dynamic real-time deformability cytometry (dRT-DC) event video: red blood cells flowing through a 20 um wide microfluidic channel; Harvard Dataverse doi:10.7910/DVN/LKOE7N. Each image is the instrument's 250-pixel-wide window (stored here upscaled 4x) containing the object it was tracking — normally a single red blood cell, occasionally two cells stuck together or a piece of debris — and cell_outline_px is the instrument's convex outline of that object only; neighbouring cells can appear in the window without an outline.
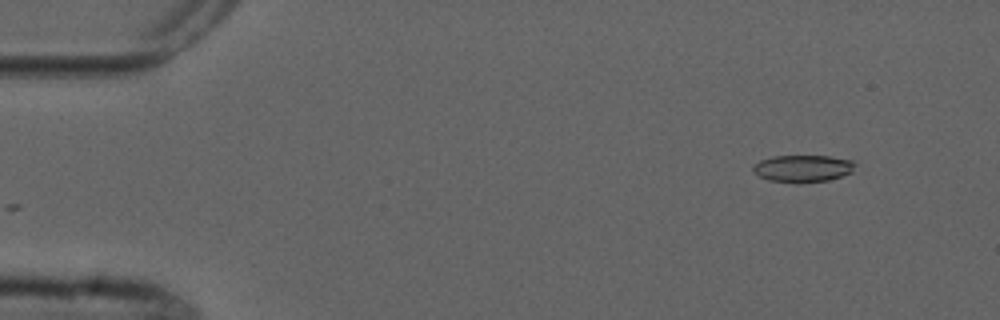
{"species": "common noctule bat (a hibernating species)", "species_latin": "Nyctalus noctula", "temperature_condition": "cold", "stored_images_in_passage": 4, "camera_frame_rate_fps": 3000, "um_per_image_px": 0.085, "animal": {"sex": "male", "forearm_length_mm": 52.5}, "frame": {"image": 1, "passage_image": 1, "time_ms": 0.0, "image_size_px": [1000, 320], "cell_outline_px": [[856, 164], [852, 172], [828, 180], [800, 184], [768, 180], [752, 172], [752, 168], [760, 160], [772, 156], [828, 156], [852, 160]], "centroid_in_image_um": [68.23, 14.33], "position_along_channel_um": 16.8, "area_um2": 16.24}}
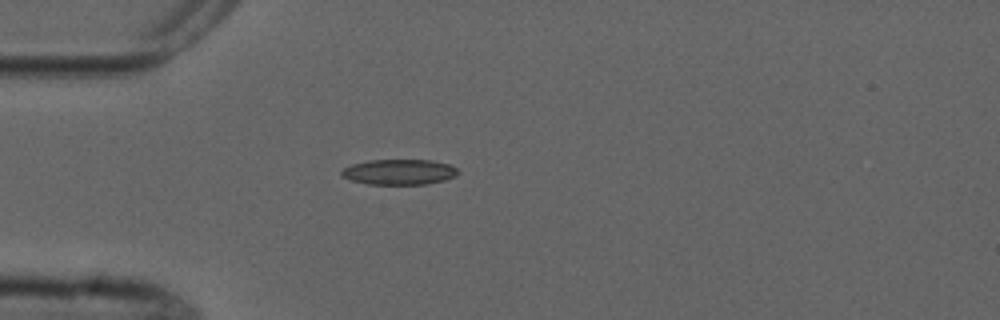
{"frame": {"image": 2, "passage_image": 4, "time_ms": 3.333, "image_size_px": [1000, 320], "cell_outline_px": [[460, 172], [456, 176], [444, 180], [428, 184], [368, 184], [352, 180], [344, 176], [340, 172], [344, 168], [352, 164], [368, 160], [432, 160], [448, 164], [456, 168]], "centroid_in_image_um": [33.96, 14.61], "position_along_channel_um": 51.0, "area_um2": 17.17}}